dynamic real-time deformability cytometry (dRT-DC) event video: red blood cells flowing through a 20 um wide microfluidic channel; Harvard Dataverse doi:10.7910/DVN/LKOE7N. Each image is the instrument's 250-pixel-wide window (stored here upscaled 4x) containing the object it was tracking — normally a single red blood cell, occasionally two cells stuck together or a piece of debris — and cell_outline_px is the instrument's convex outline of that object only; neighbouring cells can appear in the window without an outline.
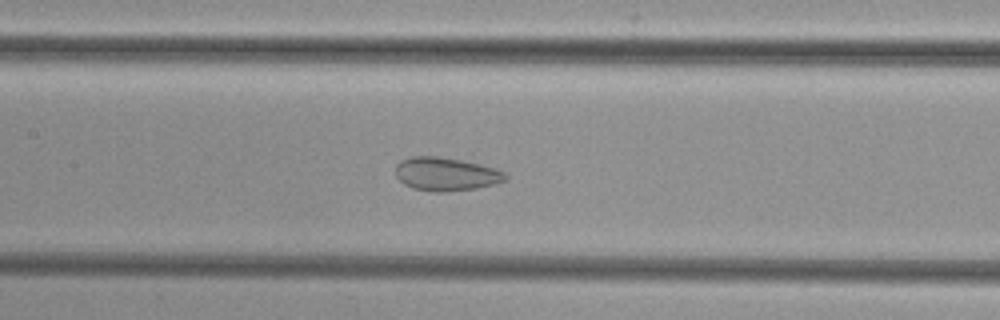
{"species": "common noctule bat (a hibernating species)", "species_latin": "Nyctalus noctula", "temperature_condition": "cold", "stored_images_in_passage": 51, "camera_frame_rate_fps": 3000, "um_per_image_px": 0.085, "animal": {"sex": "female", "body_mass_g": 29.2, "forearm_length_mm": 56.3}, "frame": {"image": 1, "passage_image": 23, "time_ms": 7.333, "image_size_px": [1000, 320], "cell_outline_px": [[508, 180], [496, 184], [476, 188], [444, 192], [432, 192], [412, 188], [404, 184], [396, 176], [396, 164], [400, 160], [412, 156], [440, 156], [480, 164], [496, 168], [504, 172], [508, 176]], "centroid_in_image_um": [37.92, 14.8], "position_along_channel_um": 169.5, "area_um2": 21.62}}
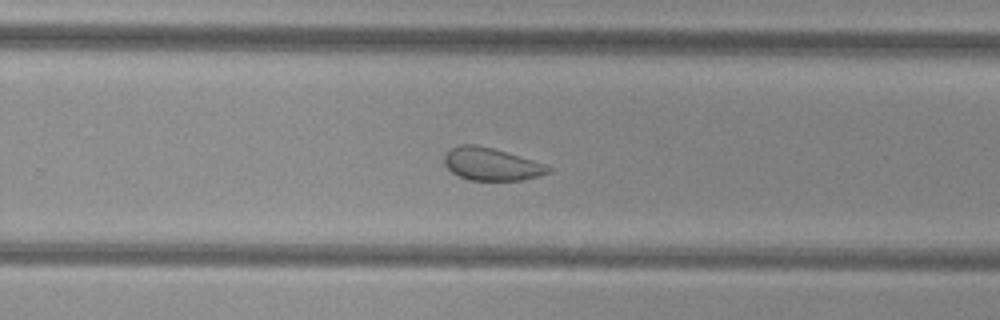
{"frame": {"image": 2, "passage_image": 32, "time_ms": 10.333, "image_size_px": [1000, 320], "cell_outline_px": [[552, 172], [540, 176], [520, 180], [468, 180], [452, 172], [444, 164], [444, 156], [452, 148], [460, 144], [476, 144], [508, 152], [548, 164], [552, 168]], "centroid_in_image_um": [41.82, 13.95], "position_along_channel_um": 288.0, "area_um2": 19.94}}
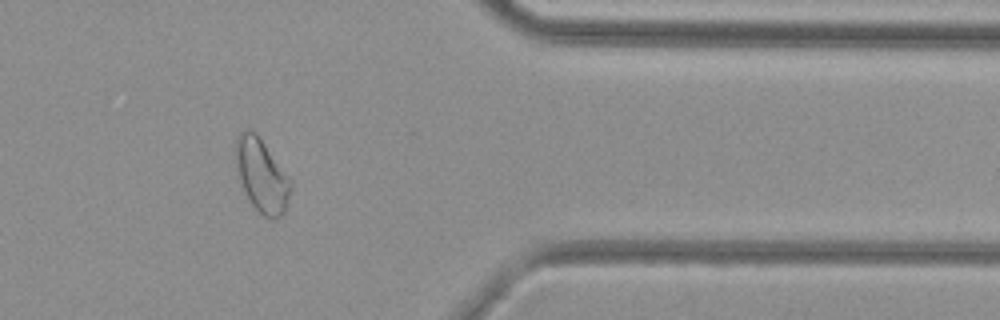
{"frame": {"image": 3, "passage_image": 41, "time_ms": 13.333, "image_size_px": [1000, 320], "cell_outline_px": [[292, 188], [284, 212], [276, 220], [272, 220], [264, 216], [252, 204], [236, 180], [236, 136], [244, 128], [252, 128], [256, 132], [292, 180]], "centroid_in_image_um": [22.22, 14.89], "position_along_channel_um": 389.2, "area_um2": 24.04}}